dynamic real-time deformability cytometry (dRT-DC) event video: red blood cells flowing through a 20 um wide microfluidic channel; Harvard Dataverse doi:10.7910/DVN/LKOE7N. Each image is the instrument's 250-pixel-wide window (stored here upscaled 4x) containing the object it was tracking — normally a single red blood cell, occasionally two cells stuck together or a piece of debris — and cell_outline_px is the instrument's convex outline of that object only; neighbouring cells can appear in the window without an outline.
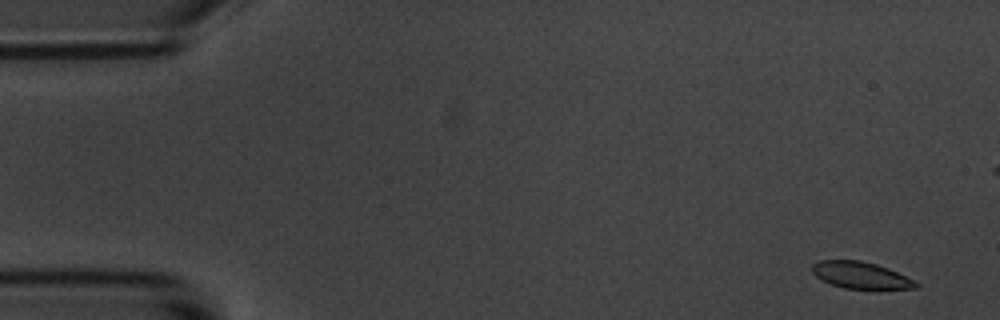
{"species": "common noctule bat (a hibernating species)", "species_latin": "Nyctalus noctula", "temperature_condition": "room temperature", "stored_images_in_passage": 6, "camera_frame_rate_fps": 3000, "um_per_image_px": 0.085, "animal": {"sex": "male", "body_mass_g": 20.1, "forearm_length_mm": 53.5}, "frame": {"image": 1, "passage_image": 1, "time_ms": 0.0, "image_size_px": [1000, 320], "cell_outline_px": [[920, 288], [844, 288], [820, 280], [812, 272], [812, 264], [820, 260], [860, 260], [876, 264], [888, 268], [920, 284]], "centroid_in_image_um": [73.11, 23.38], "position_along_channel_um": 11.9, "area_um2": 15.9}}
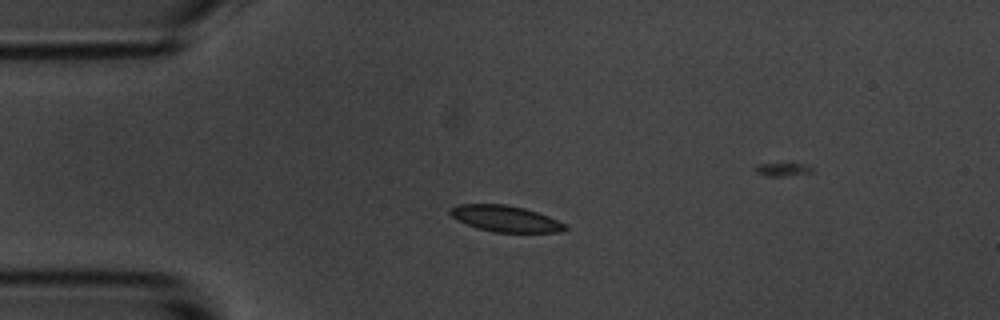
{"frame": {"image": 2, "passage_image": 4, "time_ms": 3.667, "image_size_px": [1000, 320], "cell_outline_px": [[568, 228], [560, 232], [492, 232], [476, 228], [456, 220], [448, 212], [452, 208], [460, 204], [508, 204], [524, 208], [548, 216], [568, 224]], "centroid_in_image_um": [42.97, 18.59], "position_along_channel_um": 42.0, "area_um2": 17.63}}